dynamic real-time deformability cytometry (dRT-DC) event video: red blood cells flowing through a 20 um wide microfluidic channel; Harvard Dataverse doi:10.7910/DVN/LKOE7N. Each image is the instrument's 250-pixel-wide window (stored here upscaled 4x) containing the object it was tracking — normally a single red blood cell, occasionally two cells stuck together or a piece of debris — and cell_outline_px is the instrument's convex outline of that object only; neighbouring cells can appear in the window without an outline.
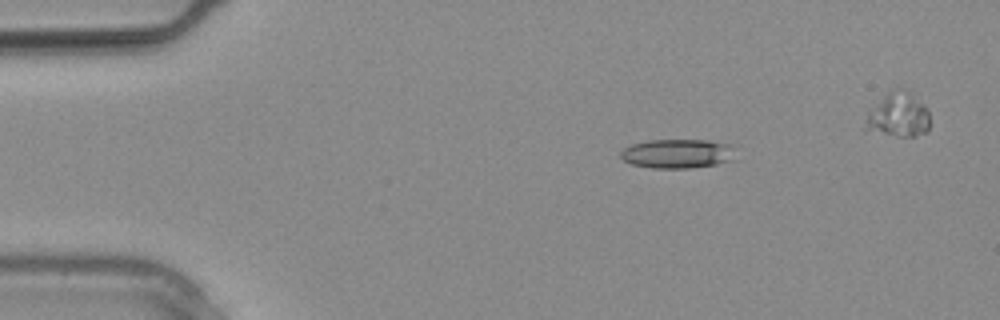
{"species": "common noctule bat (a hibernating species)", "species_latin": "Nyctalus noctula", "temperature_condition": "warm", "stored_images_in_passage": 11, "camera_frame_rate_fps": 3000, "um_per_image_px": 0.085, "animal": {"sex": "male", "body_mass_g": 20.4}, "frame": {"image": 1, "passage_image": 4, "time_ms": 1.0, "image_size_px": [1000, 320], "cell_outline_px": [[732, 160], [716, 164], [688, 168], [652, 168], [632, 164], [624, 160], [620, 156], [620, 152], [624, 148], [632, 144], [648, 140], [708, 140], [728, 144]], "centroid_in_image_um": [57.49, 13.06], "position_along_channel_um": 27.5, "area_um2": 19.13}}